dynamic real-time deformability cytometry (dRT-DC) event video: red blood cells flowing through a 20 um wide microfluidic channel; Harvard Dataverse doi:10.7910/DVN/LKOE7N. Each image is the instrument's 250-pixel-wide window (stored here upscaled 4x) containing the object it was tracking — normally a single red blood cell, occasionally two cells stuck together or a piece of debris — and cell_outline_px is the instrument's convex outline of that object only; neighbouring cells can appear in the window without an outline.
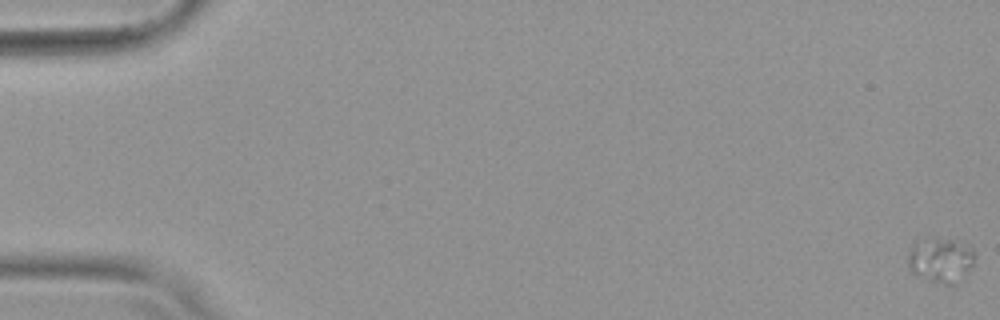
{"species": "common noctule bat (a hibernating species)", "species_latin": "Nyctalus noctula", "temperature_condition": "warm", "stored_images_in_passage": 56, "camera_frame_rate_fps": 3000, "um_per_image_px": 0.085, "animal": {"sex": "female", "body_mass_g": 19.9}, "frame": {"image": 1, "passage_image": 1, "time_ms": 0.0, "image_size_px": [1000, 320], "cell_outline_px": [[976, 256], [972, 264], [956, 284], [944, 284], [928, 280], [916, 276], [912, 272], [908, 264], [908, 256], [912, 244], [924, 236], [936, 236], [956, 240], [972, 244], [976, 252]], "centroid_in_image_um": [79.97, 22.03], "position_along_channel_um": 5.0, "area_um2": 18.15}}
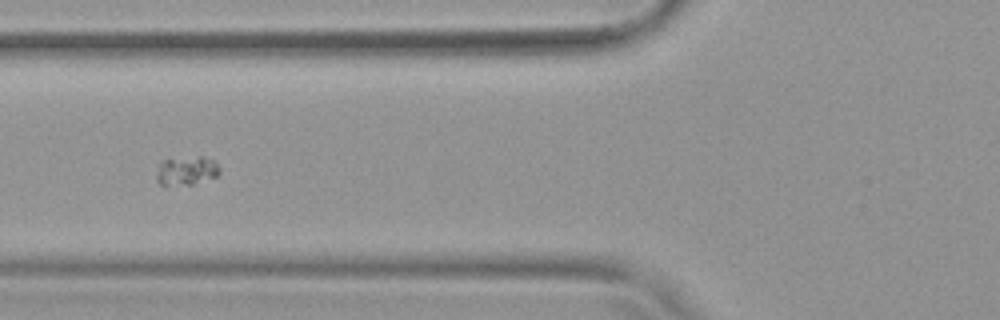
{"frame": {"image": 2, "passage_image": 23, "time_ms": 7.333, "image_size_px": [1000, 320], "cell_outline_px": [[220, 172], [216, 176], [192, 184], [164, 188], [156, 180], [156, 176], [160, 160], [200, 156], [212, 160], [220, 168]], "centroid_in_image_um": [15.78, 14.55], "position_along_channel_um": 110.0, "area_um2": 10.81}}
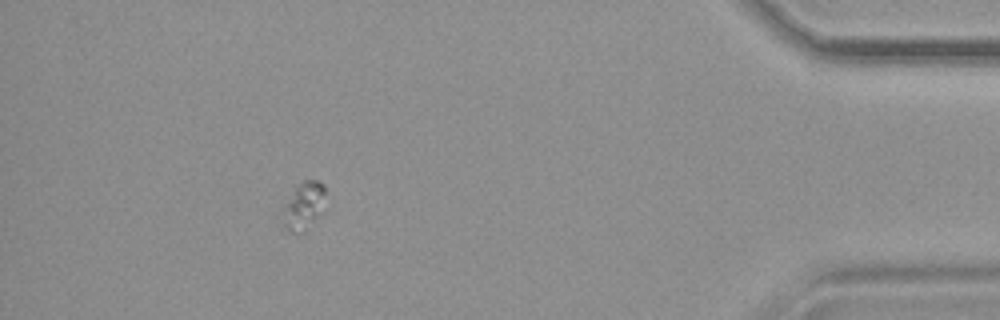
{"frame": {"image": 3, "passage_image": 51, "time_ms": 16.667, "image_size_px": [1000, 320], "cell_outline_px": [[324, 212], [304, 232], [288, 232], [284, 228], [280, 208], [296, 188], [304, 180], [320, 180], [324, 184]], "centroid_in_image_um": [25.8, 17.54], "position_along_channel_um": 409.4, "area_um2": 12.25}}